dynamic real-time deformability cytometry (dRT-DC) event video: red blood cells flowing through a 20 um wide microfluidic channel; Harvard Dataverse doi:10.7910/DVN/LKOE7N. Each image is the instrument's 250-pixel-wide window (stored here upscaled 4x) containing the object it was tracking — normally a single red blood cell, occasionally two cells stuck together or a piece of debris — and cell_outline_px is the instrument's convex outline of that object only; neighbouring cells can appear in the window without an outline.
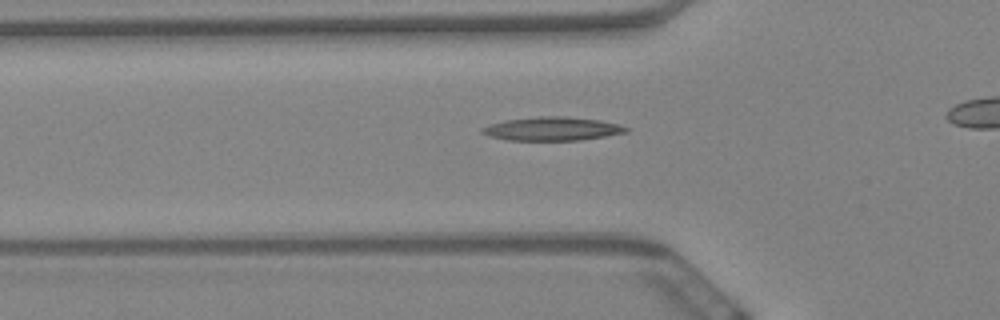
{"species": "Egyptian fruit bat (a non-hibernating species)", "species_latin": "Rousettus aegyptiacus", "temperature_condition": "warm", "stored_images_in_passage": 43, "camera_frame_rate_fps": 3000, "um_per_image_px": 0.085, "animal": {"sex": "female"}, "frame": {"image": 1, "passage_image": 14, "time_ms": 4.333, "image_size_px": [1000, 320], "cell_outline_px": [[628, 132], [580, 140], [508, 140], [488, 136], [480, 132], [480, 128], [504, 120], [536, 116], [568, 116], [600, 120], [616, 124], [628, 128]], "centroid_in_image_um": [46.89, 10.94], "position_along_channel_um": 78.9, "area_um2": 19.77}}
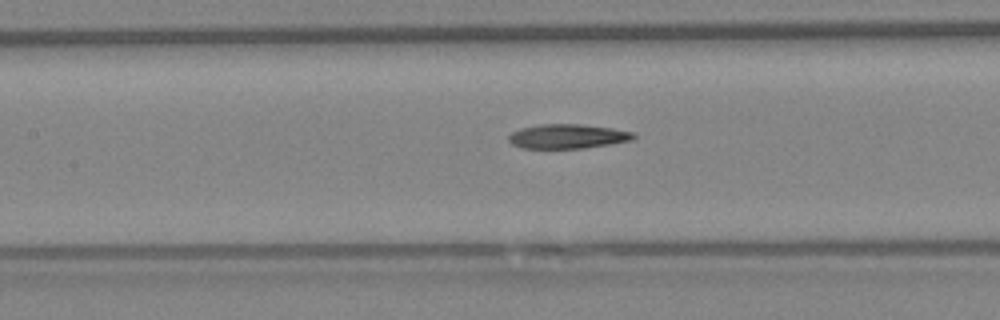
{"frame": {"image": 2, "passage_image": 21, "time_ms": 6.667, "image_size_px": [1000, 320], "cell_outline_px": [[636, 136], [632, 140], [584, 148], [520, 148], [512, 144], [508, 140], [508, 136], [512, 132], [520, 128], [540, 124], [580, 124], [612, 128], [636, 132]], "centroid_in_image_um": [48.24, 11.58], "position_along_channel_um": 159.2, "area_um2": 17.8}}
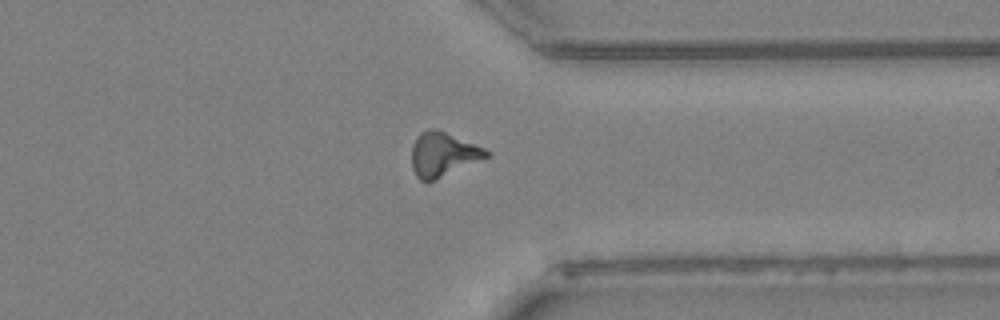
{"frame": {"image": 3, "passage_image": 40, "time_ms": 13.0, "image_size_px": [1000, 320], "cell_outline_px": [[492, 152], [488, 156], [436, 180], [420, 180], [416, 176], [412, 168], [412, 144], [416, 136], [420, 132], [428, 128], [436, 128], [484, 148]], "centroid_in_image_um": [37.62, 13.1], "position_along_channel_um": 373.8, "area_um2": 19.13}}